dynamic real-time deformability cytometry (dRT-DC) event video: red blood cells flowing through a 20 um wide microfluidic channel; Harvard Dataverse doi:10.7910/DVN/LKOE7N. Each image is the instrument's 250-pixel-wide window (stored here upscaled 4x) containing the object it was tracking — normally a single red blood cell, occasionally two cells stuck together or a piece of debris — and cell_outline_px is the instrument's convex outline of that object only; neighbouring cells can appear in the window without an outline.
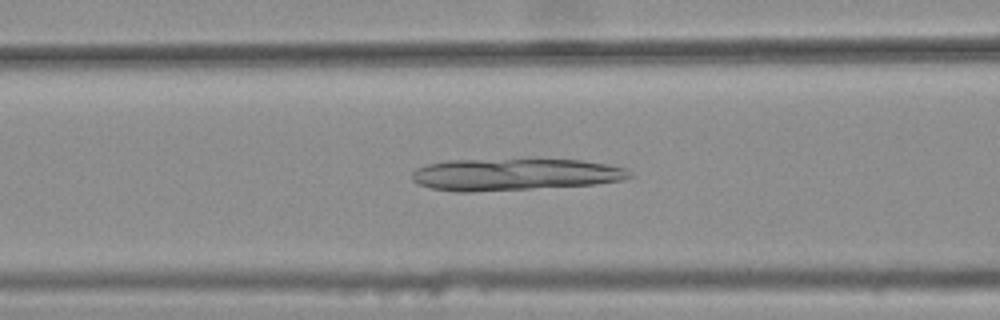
{"species": "common noctule bat (a hibernating species)", "species_latin": "Nyctalus noctula", "temperature_condition": "warm", "stored_images_in_passage": 36, "camera_frame_rate_fps": 3000, "um_per_image_px": 0.085, "animal": {"sex": "female", "body_mass_g": 25.1}, "frame": {"image": 1, "passage_image": 12, "time_ms": 3.667, "image_size_px": [1000, 320], "cell_outline_px": [[632, 176], [620, 180], [596, 184], [468, 192], [456, 192], [432, 188], [420, 184], [412, 180], [412, 172], [416, 168], [428, 164], [448, 160], [584, 160], [608, 164], [628, 168], [632, 172]], "centroid_in_image_um": [43.76, 14.83], "position_along_channel_um": 122.8, "area_um2": 40.17}}
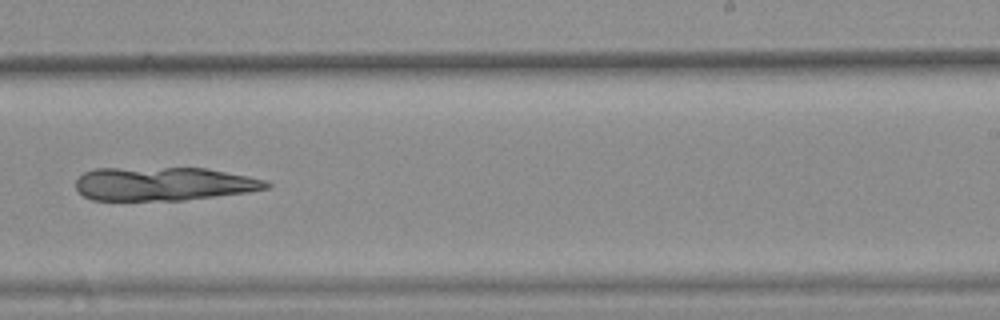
{"frame": {"image": 2, "passage_image": 24, "time_ms": 7.667, "image_size_px": [1000, 320], "cell_outline_px": [[272, 184], [268, 188], [248, 192], [184, 200], [92, 200], [84, 196], [76, 188], [76, 180], [84, 172], [96, 168], [204, 168], [268, 180]], "centroid_in_image_um": [13.91, 15.63], "position_along_channel_um": 275.1, "area_um2": 37.22}}
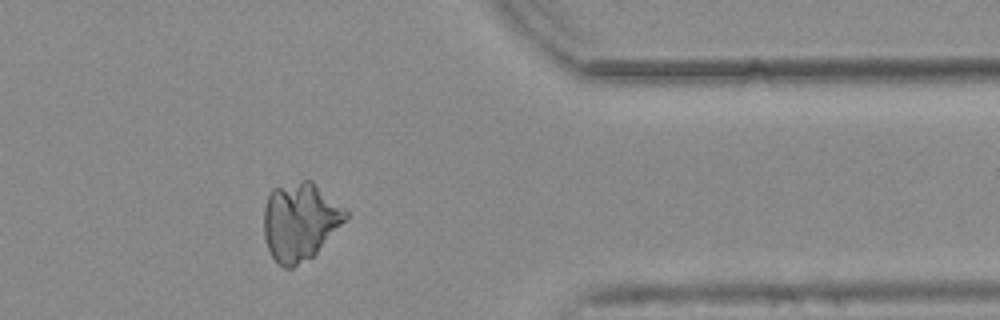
{"frame": {"image": 3, "passage_image": 34, "time_ms": 11.0, "image_size_px": [1000, 320], "cell_outline_px": [[348, 216], [316, 252], [312, 256], [292, 268], [284, 268], [276, 264], [268, 248], [264, 236], [264, 208], [268, 196], [272, 188], [300, 180], [312, 180], [344, 208], [348, 212]], "centroid_in_image_um": [25.46, 18.81], "position_along_channel_um": 385.9, "area_um2": 36.82}}